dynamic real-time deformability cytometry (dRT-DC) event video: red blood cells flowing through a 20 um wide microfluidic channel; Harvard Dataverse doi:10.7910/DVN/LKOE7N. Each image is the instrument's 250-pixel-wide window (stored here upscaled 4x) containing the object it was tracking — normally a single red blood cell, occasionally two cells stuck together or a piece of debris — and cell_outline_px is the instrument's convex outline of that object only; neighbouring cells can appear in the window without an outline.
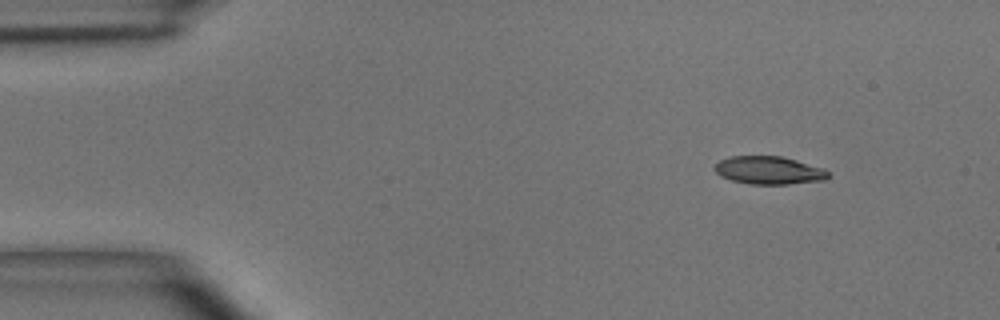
{"species": "common noctule bat (a hibernating species)", "species_latin": "Nyctalus noctula", "temperature_condition": "room temperature", "stored_images_in_passage": 16, "camera_frame_rate_fps": 3000, "um_per_image_px": 0.085, "animal": {"sex": "male", "body_mass_g": 15.6}, "frame": {"image": 1, "passage_image": 5, "time_ms": 1.333, "image_size_px": [1000, 320], "cell_outline_px": [[828, 176], [824, 180], [788, 184], [752, 184], [732, 180], [720, 176], [716, 172], [716, 164], [720, 160], [732, 156], [780, 156], [796, 160], [824, 168], [828, 172]], "centroid_in_image_um": [65.37, 14.47], "position_along_channel_um": 19.6, "area_um2": 18.26}}
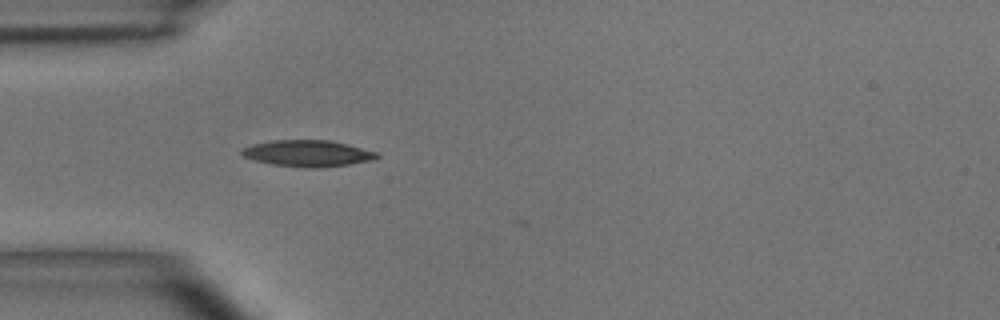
{"frame": {"image": 2, "passage_image": 14, "time_ms": 4.333, "image_size_px": [1000, 320], "cell_outline_px": [[380, 156], [376, 160], [320, 168], [304, 168], [272, 164], [256, 160], [244, 156], [240, 152], [240, 148], [252, 144], [272, 140], [328, 140], [348, 144], [376, 152]], "centroid_in_image_um": [26.16, 13.04], "position_along_channel_um": 58.8, "area_um2": 20.87}}